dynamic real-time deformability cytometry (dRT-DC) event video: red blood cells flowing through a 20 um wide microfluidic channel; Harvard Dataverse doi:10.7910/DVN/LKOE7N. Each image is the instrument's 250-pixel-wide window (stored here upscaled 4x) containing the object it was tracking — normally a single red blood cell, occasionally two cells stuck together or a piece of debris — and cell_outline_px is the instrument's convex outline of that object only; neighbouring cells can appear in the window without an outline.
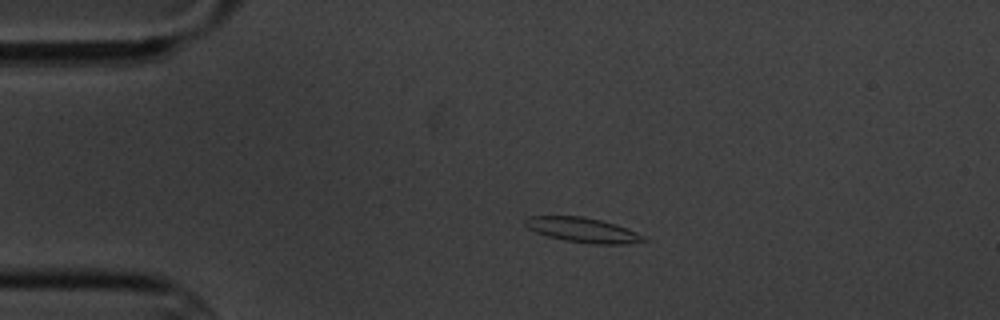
{"species": "common noctule bat (a hibernating species)", "species_latin": "Nyctalus noctula", "temperature_condition": "cold", "stored_images_in_passage": 4, "camera_frame_rate_fps": 3000, "um_per_image_px": 0.085, "animal": {"sex": "male", "body_mass_g": 20.1, "forearm_length_mm": 53.5}, "frame": {"image": 1, "passage_image": 3, "time_ms": 2.0, "image_size_px": [1000, 320], "cell_outline_px": [[648, 240], [624, 244], [596, 244], [564, 240], [548, 236], [536, 232], [528, 228], [524, 224], [524, 220], [528, 216], [584, 216], [616, 224], [636, 232], [644, 236]], "centroid_in_image_um": [49.52, 19.54], "position_along_channel_um": 35.5, "area_um2": 16.99}}